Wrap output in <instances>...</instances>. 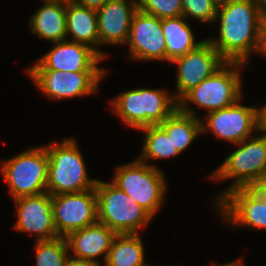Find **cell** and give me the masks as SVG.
Returning <instances> with one entry per match:
<instances>
[{
    "label": "cell",
    "instance_id": "1",
    "mask_svg": "<svg viewBox=\"0 0 266 266\" xmlns=\"http://www.w3.org/2000/svg\"><path fill=\"white\" fill-rule=\"evenodd\" d=\"M219 37L207 39L227 62L248 64L255 52L261 17L256 0H220Z\"/></svg>",
    "mask_w": 266,
    "mask_h": 266
},
{
    "label": "cell",
    "instance_id": "2",
    "mask_svg": "<svg viewBox=\"0 0 266 266\" xmlns=\"http://www.w3.org/2000/svg\"><path fill=\"white\" fill-rule=\"evenodd\" d=\"M45 147L49 158L47 193L52 196L95 188L98 180L88 178L85 161L74 138Z\"/></svg>",
    "mask_w": 266,
    "mask_h": 266
},
{
    "label": "cell",
    "instance_id": "3",
    "mask_svg": "<svg viewBox=\"0 0 266 266\" xmlns=\"http://www.w3.org/2000/svg\"><path fill=\"white\" fill-rule=\"evenodd\" d=\"M110 104L124 124L138 130L162 123L178 108L174 96L165 90L150 88L125 91Z\"/></svg>",
    "mask_w": 266,
    "mask_h": 266
},
{
    "label": "cell",
    "instance_id": "4",
    "mask_svg": "<svg viewBox=\"0 0 266 266\" xmlns=\"http://www.w3.org/2000/svg\"><path fill=\"white\" fill-rule=\"evenodd\" d=\"M244 63L227 62L214 75L192 88L179 101L178 108L189 115L197 117L196 112L187 103H194L208 113L229 107L242 100L241 73Z\"/></svg>",
    "mask_w": 266,
    "mask_h": 266
},
{
    "label": "cell",
    "instance_id": "5",
    "mask_svg": "<svg viewBox=\"0 0 266 266\" xmlns=\"http://www.w3.org/2000/svg\"><path fill=\"white\" fill-rule=\"evenodd\" d=\"M251 139V140H250ZM239 146L214 170L211 179L216 181L234 178L231 186L217 196L215 204L230 190L253 187L266 175V135L252 136L236 144Z\"/></svg>",
    "mask_w": 266,
    "mask_h": 266
},
{
    "label": "cell",
    "instance_id": "6",
    "mask_svg": "<svg viewBox=\"0 0 266 266\" xmlns=\"http://www.w3.org/2000/svg\"><path fill=\"white\" fill-rule=\"evenodd\" d=\"M98 222L105 224L116 234H135L147 226L153 218L124 191L112 182L97 181Z\"/></svg>",
    "mask_w": 266,
    "mask_h": 266
},
{
    "label": "cell",
    "instance_id": "7",
    "mask_svg": "<svg viewBox=\"0 0 266 266\" xmlns=\"http://www.w3.org/2000/svg\"><path fill=\"white\" fill-rule=\"evenodd\" d=\"M115 170L112 183L154 217L166 194L164 172L139 159L119 165Z\"/></svg>",
    "mask_w": 266,
    "mask_h": 266
},
{
    "label": "cell",
    "instance_id": "8",
    "mask_svg": "<svg viewBox=\"0 0 266 266\" xmlns=\"http://www.w3.org/2000/svg\"><path fill=\"white\" fill-rule=\"evenodd\" d=\"M48 163L45 146L30 148L2 162L0 171L13 199L47 192Z\"/></svg>",
    "mask_w": 266,
    "mask_h": 266
},
{
    "label": "cell",
    "instance_id": "9",
    "mask_svg": "<svg viewBox=\"0 0 266 266\" xmlns=\"http://www.w3.org/2000/svg\"><path fill=\"white\" fill-rule=\"evenodd\" d=\"M39 91L47 98L70 99L97 92L105 72H63L57 70H26Z\"/></svg>",
    "mask_w": 266,
    "mask_h": 266
},
{
    "label": "cell",
    "instance_id": "10",
    "mask_svg": "<svg viewBox=\"0 0 266 266\" xmlns=\"http://www.w3.org/2000/svg\"><path fill=\"white\" fill-rule=\"evenodd\" d=\"M54 225L59 237L98 221L95 188L78 193L52 195Z\"/></svg>",
    "mask_w": 266,
    "mask_h": 266
},
{
    "label": "cell",
    "instance_id": "11",
    "mask_svg": "<svg viewBox=\"0 0 266 266\" xmlns=\"http://www.w3.org/2000/svg\"><path fill=\"white\" fill-rule=\"evenodd\" d=\"M171 63L178 65L177 94L174 98L179 101L192 88L214 75L227 61L207 39H204L197 48L172 60Z\"/></svg>",
    "mask_w": 266,
    "mask_h": 266
},
{
    "label": "cell",
    "instance_id": "12",
    "mask_svg": "<svg viewBox=\"0 0 266 266\" xmlns=\"http://www.w3.org/2000/svg\"><path fill=\"white\" fill-rule=\"evenodd\" d=\"M235 104L207 113L205 122L201 120L202 133L212 131L222 140L238 144L251 138L258 131V107Z\"/></svg>",
    "mask_w": 266,
    "mask_h": 266
},
{
    "label": "cell",
    "instance_id": "13",
    "mask_svg": "<svg viewBox=\"0 0 266 266\" xmlns=\"http://www.w3.org/2000/svg\"><path fill=\"white\" fill-rule=\"evenodd\" d=\"M55 45L27 70H57L63 72H105L97 65L103 58L90 46L68 39Z\"/></svg>",
    "mask_w": 266,
    "mask_h": 266
},
{
    "label": "cell",
    "instance_id": "14",
    "mask_svg": "<svg viewBox=\"0 0 266 266\" xmlns=\"http://www.w3.org/2000/svg\"><path fill=\"white\" fill-rule=\"evenodd\" d=\"M219 214L229 224L266 229V198L254 187L228 191L217 203Z\"/></svg>",
    "mask_w": 266,
    "mask_h": 266
},
{
    "label": "cell",
    "instance_id": "15",
    "mask_svg": "<svg viewBox=\"0 0 266 266\" xmlns=\"http://www.w3.org/2000/svg\"><path fill=\"white\" fill-rule=\"evenodd\" d=\"M162 19L138 9L133 15L129 44L130 59L166 61V38Z\"/></svg>",
    "mask_w": 266,
    "mask_h": 266
},
{
    "label": "cell",
    "instance_id": "16",
    "mask_svg": "<svg viewBox=\"0 0 266 266\" xmlns=\"http://www.w3.org/2000/svg\"><path fill=\"white\" fill-rule=\"evenodd\" d=\"M14 202L18 219L13 228L34 233L36 241L59 237L54 225L52 196L49 193L19 197Z\"/></svg>",
    "mask_w": 266,
    "mask_h": 266
},
{
    "label": "cell",
    "instance_id": "17",
    "mask_svg": "<svg viewBox=\"0 0 266 266\" xmlns=\"http://www.w3.org/2000/svg\"><path fill=\"white\" fill-rule=\"evenodd\" d=\"M138 0H110L96 11L100 45L127 44Z\"/></svg>",
    "mask_w": 266,
    "mask_h": 266
},
{
    "label": "cell",
    "instance_id": "18",
    "mask_svg": "<svg viewBox=\"0 0 266 266\" xmlns=\"http://www.w3.org/2000/svg\"><path fill=\"white\" fill-rule=\"evenodd\" d=\"M116 235L108 226L97 221L83 229L69 233L65 239L69 251H72L74 255L70 253V256L100 264L97 257L104 254L106 262Z\"/></svg>",
    "mask_w": 266,
    "mask_h": 266
},
{
    "label": "cell",
    "instance_id": "19",
    "mask_svg": "<svg viewBox=\"0 0 266 266\" xmlns=\"http://www.w3.org/2000/svg\"><path fill=\"white\" fill-rule=\"evenodd\" d=\"M32 33L39 38L60 42L66 40V0H45L29 20Z\"/></svg>",
    "mask_w": 266,
    "mask_h": 266
},
{
    "label": "cell",
    "instance_id": "20",
    "mask_svg": "<svg viewBox=\"0 0 266 266\" xmlns=\"http://www.w3.org/2000/svg\"><path fill=\"white\" fill-rule=\"evenodd\" d=\"M66 36L73 42L83 43L94 49L103 59L107 56L96 48L99 45L96 10L66 0Z\"/></svg>",
    "mask_w": 266,
    "mask_h": 266
},
{
    "label": "cell",
    "instance_id": "21",
    "mask_svg": "<svg viewBox=\"0 0 266 266\" xmlns=\"http://www.w3.org/2000/svg\"><path fill=\"white\" fill-rule=\"evenodd\" d=\"M185 19L184 16L162 19L161 26L166 38V61L168 62L194 50L204 41H195L192 28Z\"/></svg>",
    "mask_w": 266,
    "mask_h": 266
},
{
    "label": "cell",
    "instance_id": "22",
    "mask_svg": "<svg viewBox=\"0 0 266 266\" xmlns=\"http://www.w3.org/2000/svg\"><path fill=\"white\" fill-rule=\"evenodd\" d=\"M158 125L166 132L180 154L202 134L201 119L186 114L179 108Z\"/></svg>",
    "mask_w": 266,
    "mask_h": 266
},
{
    "label": "cell",
    "instance_id": "23",
    "mask_svg": "<svg viewBox=\"0 0 266 266\" xmlns=\"http://www.w3.org/2000/svg\"><path fill=\"white\" fill-rule=\"evenodd\" d=\"M144 245L138 233L117 234L109 250L106 266H151L144 260Z\"/></svg>",
    "mask_w": 266,
    "mask_h": 266
},
{
    "label": "cell",
    "instance_id": "24",
    "mask_svg": "<svg viewBox=\"0 0 266 266\" xmlns=\"http://www.w3.org/2000/svg\"><path fill=\"white\" fill-rule=\"evenodd\" d=\"M139 130L145 133L142 153L138 158L140 161L146 163L151 159H166L180 154L166 132L158 124Z\"/></svg>",
    "mask_w": 266,
    "mask_h": 266
},
{
    "label": "cell",
    "instance_id": "25",
    "mask_svg": "<svg viewBox=\"0 0 266 266\" xmlns=\"http://www.w3.org/2000/svg\"><path fill=\"white\" fill-rule=\"evenodd\" d=\"M36 266H65L70 256L65 237L36 241Z\"/></svg>",
    "mask_w": 266,
    "mask_h": 266
},
{
    "label": "cell",
    "instance_id": "26",
    "mask_svg": "<svg viewBox=\"0 0 266 266\" xmlns=\"http://www.w3.org/2000/svg\"><path fill=\"white\" fill-rule=\"evenodd\" d=\"M220 0H182V16L195 18L200 22L216 21L217 8Z\"/></svg>",
    "mask_w": 266,
    "mask_h": 266
},
{
    "label": "cell",
    "instance_id": "27",
    "mask_svg": "<svg viewBox=\"0 0 266 266\" xmlns=\"http://www.w3.org/2000/svg\"><path fill=\"white\" fill-rule=\"evenodd\" d=\"M138 8L158 18L182 16V0H138Z\"/></svg>",
    "mask_w": 266,
    "mask_h": 266
},
{
    "label": "cell",
    "instance_id": "28",
    "mask_svg": "<svg viewBox=\"0 0 266 266\" xmlns=\"http://www.w3.org/2000/svg\"><path fill=\"white\" fill-rule=\"evenodd\" d=\"M255 52L266 57V19H261L258 28V40Z\"/></svg>",
    "mask_w": 266,
    "mask_h": 266
},
{
    "label": "cell",
    "instance_id": "29",
    "mask_svg": "<svg viewBox=\"0 0 266 266\" xmlns=\"http://www.w3.org/2000/svg\"><path fill=\"white\" fill-rule=\"evenodd\" d=\"M72 2L90 9L98 10L110 0H71Z\"/></svg>",
    "mask_w": 266,
    "mask_h": 266
},
{
    "label": "cell",
    "instance_id": "30",
    "mask_svg": "<svg viewBox=\"0 0 266 266\" xmlns=\"http://www.w3.org/2000/svg\"><path fill=\"white\" fill-rule=\"evenodd\" d=\"M258 131L266 135V104L258 108Z\"/></svg>",
    "mask_w": 266,
    "mask_h": 266
},
{
    "label": "cell",
    "instance_id": "31",
    "mask_svg": "<svg viewBox=\"0 0 266 266\" xmlns=\"http://www.w3.org/2000/svg\"><path fill=\"white\" fill-rule=\"evenodd\" d=\"M101 264L69 256L65 266H100Z\"/></svg>",
    "mask_w": 266,
    "mask_h": 266
},
{
    "label": "cell",
    "instance_id": "32",
    "mask_svg": "<svg viewBox=\"0 0 266 266\" xmlns=\"http://www.w3.org/2000/svg\"><path fill=\"white\" fill-rule=\"evenodd\" d=\"M264 198H266V175L253 186Z\"/></svg>",
    "mask_w": 266,
    "mask_h": 266
},
{
    "label": "cell",
    "instance_id": "33",
    "mask_svg": "<svg viewBox=\"0 0 266 266\" xmlns=\"http://www.w3.org/2000/svg\"><path fill=\"white\" fill-rule=\"evenodd\" d=\"M261 19H266V0H256Z\"/></svg>",
    "mask_w": 266,
    "mask_h": 266
},
{
    "label": "cell",
    "instance_id": "34",
    "mask_svg": "<svg viewBox=\"0 0 266 266\" xmlns=\"http://www.w3.org/2000/svg\"><path fill=\"white\" fill-rule=\"evenodd\" d=\"M239 260V261H238ZM237 261L234 262H228L227 264H222V265H218V264H213L212 266H243V262L240 261V259H238Z\"/></svg>",
    "mask_w": 266,
    "mask_h": 266
}]
</instances>
